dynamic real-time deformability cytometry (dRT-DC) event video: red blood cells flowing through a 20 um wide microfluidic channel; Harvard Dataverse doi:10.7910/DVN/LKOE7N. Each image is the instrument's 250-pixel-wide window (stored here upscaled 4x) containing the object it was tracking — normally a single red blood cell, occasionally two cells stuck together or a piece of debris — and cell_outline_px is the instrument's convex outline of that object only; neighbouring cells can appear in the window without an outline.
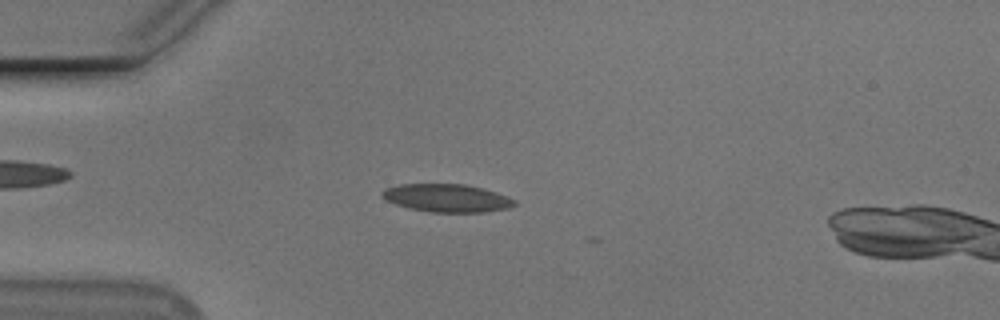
{"species": "Egyptian fruit bat (a non-hibernating species)", "species_latin": "Rousettus aegyptiacus", "temperature_condition": "cold", "stored_images_in_passage": 4, "camera_frame_rate_fps": 3000, "um_per_image_px": 0.085, "animal": {"sex": "male"}, "frame": {"image": 1, "passage_image": 1, "time_ms": 0.0, "image_size_px": [1000, 320], "cell_outline_px": [[516, 204], [508, 208], [484, 212], [432, 212], [408, 208], [384, 200], [380, 196], [380, 192], [384, 188], [400, 184], [464, 184], [496, 192], [508, 196], [516, 200]], "centroid_in_image_um": [37.94, 16.83], "position_along_channel_um": 47.1, "area_um2": 21.68}}